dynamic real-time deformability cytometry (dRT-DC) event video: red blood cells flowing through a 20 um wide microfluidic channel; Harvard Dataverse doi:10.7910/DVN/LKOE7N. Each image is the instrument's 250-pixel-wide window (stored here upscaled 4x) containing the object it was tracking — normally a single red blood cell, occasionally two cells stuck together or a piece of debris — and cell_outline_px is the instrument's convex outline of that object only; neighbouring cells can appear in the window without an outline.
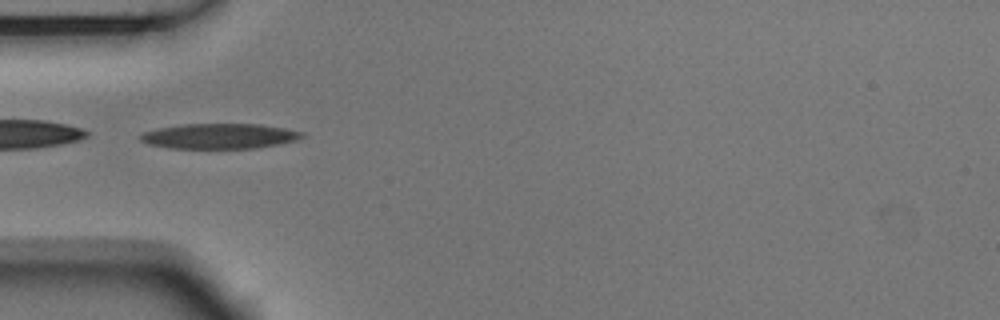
{"species": "Egyptian fruit bat (a non-hibernating species)", "species_latin": "Rousettus aegyptiacus", "temperature_condition": "room temperature", "stored_images_in_passage": 8, "camera_frame_rate_fps": 3000, "um_per_image_px": 0.085, "animal": {"sex": "male"}, "frame": {"image": 1, "passage_image": 3, "time_ms": 0.667, "image_size_px": [1000, 320], "cell_outline_px": [[304, 136], [296, 140], [280, 144], [256, 148], [168, 148], [148, 144], [140, 140], [140, 136], [144, 132], [160, 128], [180, 124], [260, 124], [284, 128], [304, 132]], "centroid_in_image_um": [18.67, 11.57], "position_along_channel_um": 66.3, "area_um2": 23.7}}
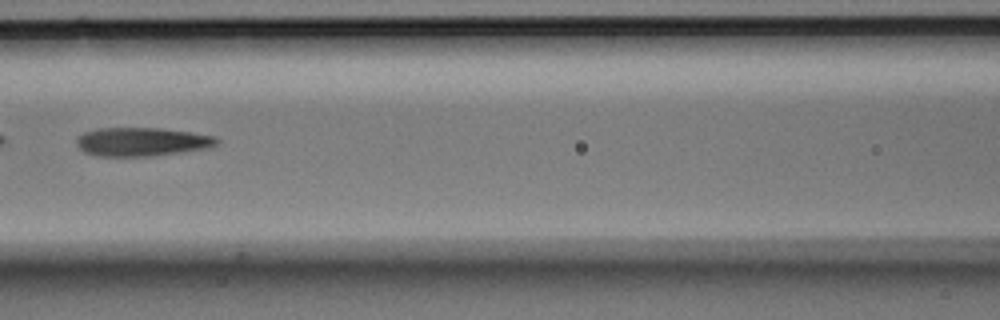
{"frame": {"image": 2, "passage_image": 5, "time_ms": 1.333, "image_size_px": [1000, 320], "cell_outline_px": [[220, 140], [216, 144], [208, 148], [180, 152], [148, 156], [96, 156], [84, 152], [76, 144], [76, 140], [84, 132], [100, 128], [160, 128], [192, 132], [216, 136]], "centroid_in_image_um": [12.07, 12.05], "position_along_channel_um": 154.5, "area_um2": 23.35}}
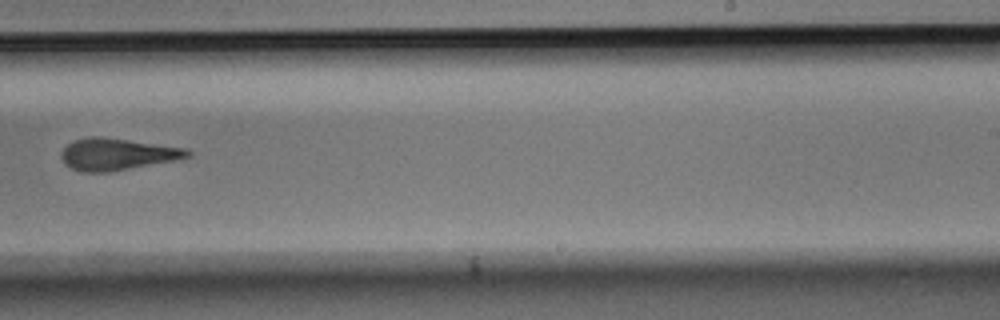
{"frame": {"image": 3, "passage_image": 8, "time_ms": 2.333, "image_size_px": [1000, 320], "cell_outline_px": [[192, 156], [176, 160], [108, 172], [84, 172], [72, 168], [64, 164], [60, 156], [60, 152], [72, 140], [88, 136], [100, 136], [188, 148], [192, 152]], "centroid_in_image_um": [9.95, 13.09], "position_along_channel_um": 279.0, "area_um2": 23.58}}